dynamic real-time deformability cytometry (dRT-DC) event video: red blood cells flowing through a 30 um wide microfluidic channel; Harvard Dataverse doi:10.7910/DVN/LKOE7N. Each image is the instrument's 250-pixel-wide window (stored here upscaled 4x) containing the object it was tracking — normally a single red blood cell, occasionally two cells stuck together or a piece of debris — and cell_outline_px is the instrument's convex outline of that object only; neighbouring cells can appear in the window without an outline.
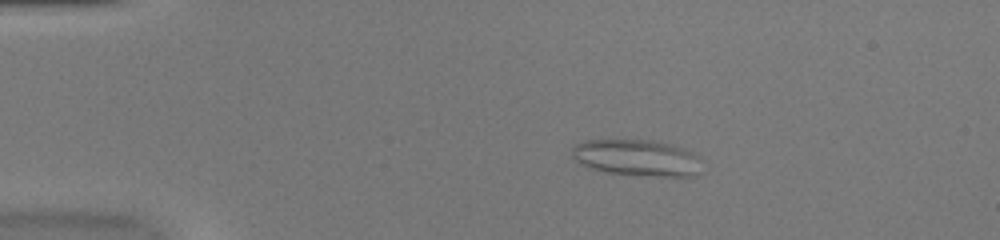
{"species": "common noctule bat (a hibernating species)", "species_latin": "Nyctalus noctula", "temperature_condition": "warm", "stored_images_in_passage": 52, "camera_frame_rate_fps": 3000, "um_per_image_px": 0.085, "animal": {"sex": "female", "body_mass_g": 20.0, "forearm_length_mm": 54.0}, "frame": {"image": 1, "passage_image": 11, "time_ms": 3.333, "image_size_px": [1000, 240], "cell_outline_px": [[700, 172], [692, 176], [660, 176], [604, 172], [588, 168], [580, 164], [572, 156], [572, 148], [576, 144], [584, 140], [652, 140], [672, 144], [684, 148], [692, 152], [696, 156]], "centroid_in_image_um": [54.08, 13.4], "position_along_channel_um": 30.9, "area_um2": 27.4}}
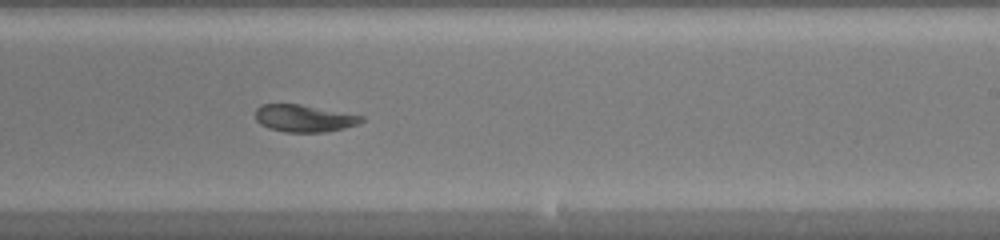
{"frame": {"image": 2, "passage_image": 33, "time_ms": 10.667, "image_size_px": [1000, 240], "cell_outline_px": [[364, 120], [356, 124], [344, 128], [324, 132], [284, 132], [268, 128], [260, 124], [256, 120], [256, 108], [260, 104], [300, 104], [364, 116]], "centroid_in_image_um": [25.81, 10.05], "position_along_channel_um": 263.2, "area_um2": 16.76}}
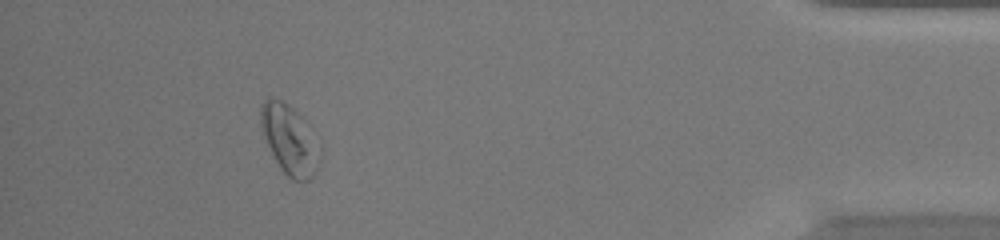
{"frame": {"image": 3, "passage_image": 48, "time_ms": 15.667, "image_size_px": [1000, 240], "cell_outline_px": [[324, 148], [320, 160], [312, 176], [308, 180], [292, 180], [280, 168], [268, 144], [260, 124], [260, 108], [264, 100], [268, 96], [280, 100], [292, 108], [304, 120], [320, 140]], "centroid_in_image_um": [24.67, 11.87], "position_along_channel_um": 410.5, "area_um2": 24.04}, "authors_computed_cell_mechanics": {"area_um2": 20.8369, "velocity_mm_per_s": 4.015, "shape_relaxation_time_tau1_ms": null, "shape_relaxation_time_tau2_ms": 10.1412, "deformation_change_tau1": null, "deformation_change_tau2": 0.1678}}